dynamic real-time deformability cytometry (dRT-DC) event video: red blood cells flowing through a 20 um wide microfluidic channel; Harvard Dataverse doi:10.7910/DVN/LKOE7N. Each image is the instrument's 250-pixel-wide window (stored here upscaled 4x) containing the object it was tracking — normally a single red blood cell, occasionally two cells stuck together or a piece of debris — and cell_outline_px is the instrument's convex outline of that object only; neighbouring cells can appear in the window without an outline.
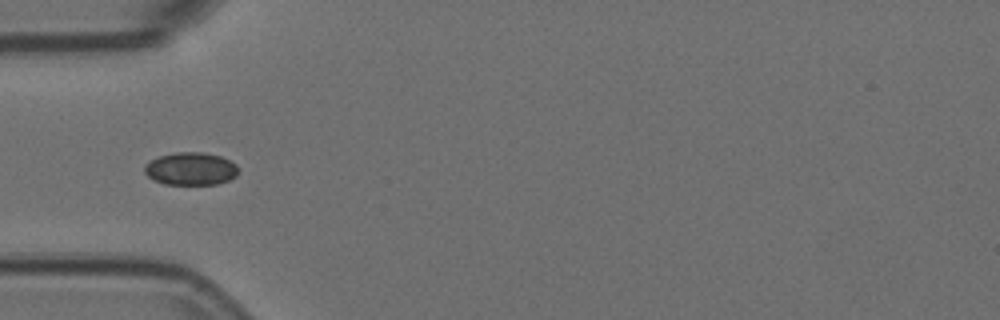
{"species": "Egyptian fruit bat (a non-hibernating species)", "species_latin": "Rousettus aegyptiacus", "temperature_condition": "room temperature", "stored_images_in_passage": 6, "camera_frame_rate_fps": 3000, "um_per_image_px": 0.085, "animal": {"sex": "female"}, "frame": {"image": 1, "passage_image": 5, "time_ms": 1.333, "image_size_px": [1000, 320], "cell_outline_px": [[236, 176], [228, 180], [216, 184], [164, 184], [152, 180], [144, 172], [144, 164], [160, 156], [176, 152], [204, 152], [220, 156], [236, 164]], "centroid_in_image_um": [16.17, 14.34], "position_along_channel_um": 68.8, "area_um2": 17.8}}
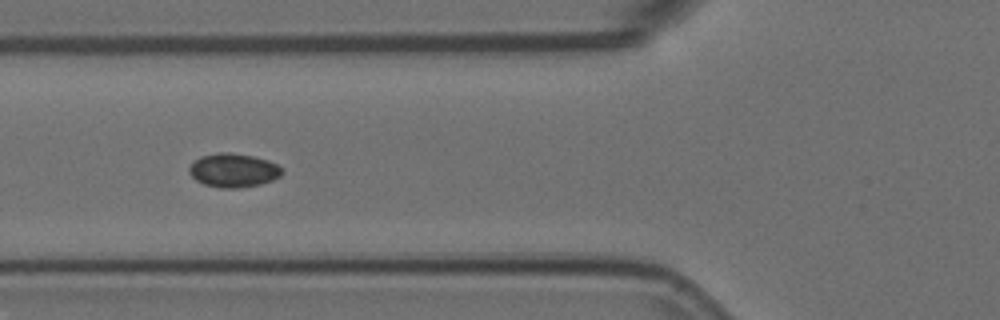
{"frame": {"image": 2, "passage_image": 6, "time_ms": 1.667, "image_size_px": [1000, 320], "cell_outline_px": [[284, 172], [280, 176], [272, 180], [260, 184], [240, 188], [220, 188], [204, 184], [196, 180], [188, 172], [188, 168], [200, 156], [216, 152], [232, 152], [252, 156], [268, 160], [276, 164]], "centroid_in_image_um": [19.83, 14.47], "position_along_channel_um": 106.0, "area_um2": 18.32}}